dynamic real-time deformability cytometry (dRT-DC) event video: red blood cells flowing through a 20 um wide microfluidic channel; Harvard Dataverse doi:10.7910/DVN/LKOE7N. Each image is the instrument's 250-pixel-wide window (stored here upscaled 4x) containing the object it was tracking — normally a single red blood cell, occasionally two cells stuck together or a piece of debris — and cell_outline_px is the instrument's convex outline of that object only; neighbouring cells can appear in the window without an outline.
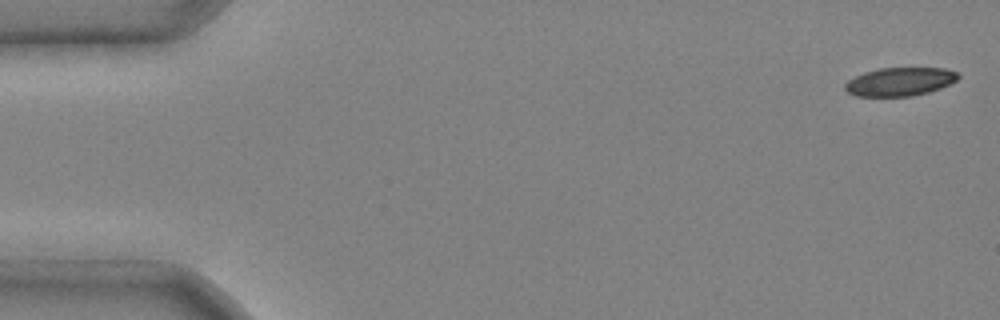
{"species": "common noctule bat (a hibernating species)", "species_latin": "Nyctalus noctula", "temperature_condition": "cold", "stored_images_in_passage": 6, "camera_frame_rate_fps": 3000, "um_per_image_px": 0.085, "animal": {"sex": "male", "body_mass_g": 20.4}, "frame": {"image": 1, "passage_image": 1, "time_ms": 0.0, "image_size_px": [1000, 320], "cell_outline_px": [[960, 76], [956, 80], [940, 88], [928, 92], [912, 96], [856, 96], [848, 92], [844, 88], [844, 84], [848, 80], [864, 72], [880, 68], [944, 68], [956, 72]], "centroid_in_image_um": [76.47, 6.94], "position_along_channel_um": 8.5, "area_um2": 18.61}}
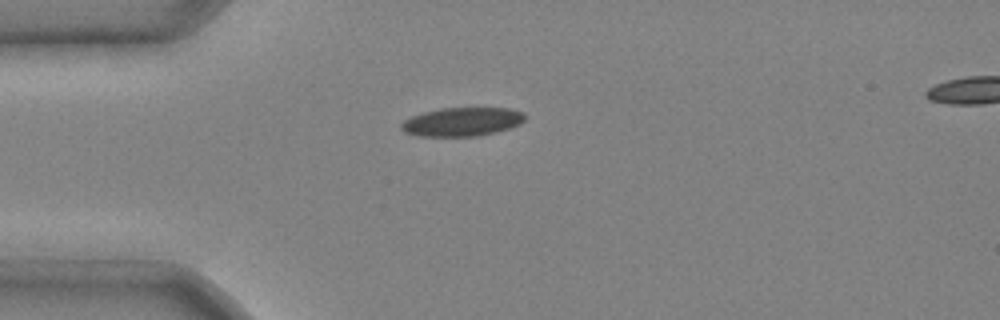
{"frame": {"image": 2, "passage_image": 4, "time_ms": 1.0, "image_size_px": [1000, 320], "cell_outline_px": [[528, 116], [520, 124], [496, 132], [480, 136], [416, 136], [404, 132], [400, 128], [400, 124], [404, 120], [412, 116], [424, 112], [440, 108], [508, 108], [524, 112]], "centroid_in_image_um": [39.28, 10.35], "position_along_channel_um": 45.7, "area_um2": 20.87}}